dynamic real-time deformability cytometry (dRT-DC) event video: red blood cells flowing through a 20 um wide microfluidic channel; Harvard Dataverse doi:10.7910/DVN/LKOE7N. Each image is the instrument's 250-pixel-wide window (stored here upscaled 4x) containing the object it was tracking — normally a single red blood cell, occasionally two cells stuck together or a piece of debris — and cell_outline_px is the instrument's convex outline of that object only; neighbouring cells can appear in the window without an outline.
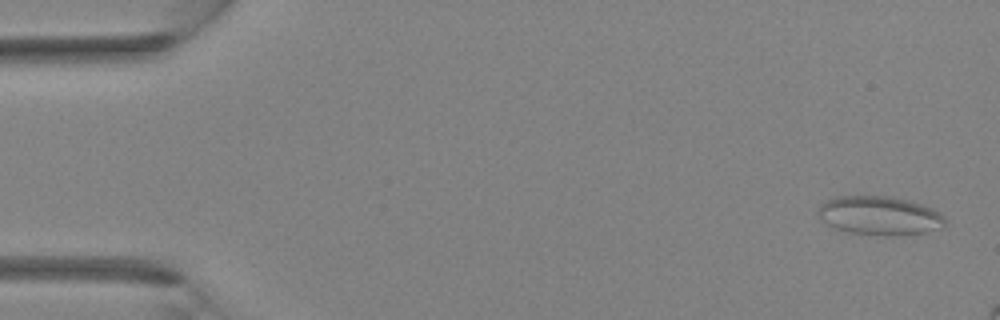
{"species": "Egyptian fruit bat (a non-hibernating species)", "species_latin": "Rousettus aegyptiacus", "temperature_condition": "room temperature", "stored_images_in_passage": 3, "camera_frame_rate_fps": 3000, "um_per_image_px": 0.085, "animal": {"sex": "female"}, "frame": {"image": 1, "passage_image": 1, "time_ms": 0.0, "image_size_px": [1000, 320], "cell_outline_px": [[944, 228], [924, 232], [892, 236], [888, 236], [852, 232], [836, 228], [820, 220], [816, 212], [820, 204], [836, 196], [888, 196], [908, 200], [932, 208], [940, 212], [944, 216]], "centroid_in_image_um": [74.75, 18.32], "position_along_channel_um": 10.2, "area_um2": 28.67}}